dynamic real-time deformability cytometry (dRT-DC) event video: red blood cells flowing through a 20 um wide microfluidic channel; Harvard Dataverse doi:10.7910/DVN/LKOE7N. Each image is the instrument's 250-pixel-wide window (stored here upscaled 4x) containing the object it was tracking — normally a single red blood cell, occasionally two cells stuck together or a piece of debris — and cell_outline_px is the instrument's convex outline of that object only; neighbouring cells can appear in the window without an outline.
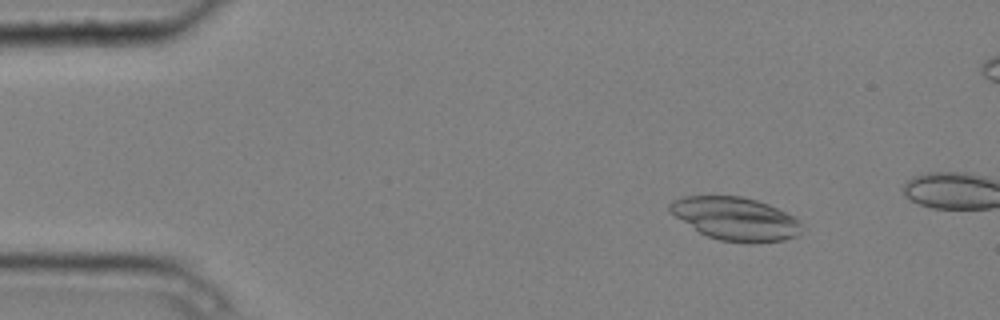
{"species": "common noctule bat (a hibernating species)", "species_latin": "Nyctalus noctula", "temperature_condition": "cold", "stored_images_in_passage": 5, "camera_frame_rate_fps": 3000, "um_per_image_px": 0.085, "animal": {"sex": "male", "body_mass_g": 20.4}, "frame": {"image": 1, "passage_image": 3, "time_ms": 0.667, "image_size_px": [1000, 320], "cell_outline_px": [[800, 232], [796, 236], [784, 240], [752, 244], [744, 244], [720, 240], [708, 236], [700, 232], [668, 212], [668, 204], [672, 200], [684, 196], [740, 196], [756, 200], [768, 204], [800, 220]], "centroid_in_image_um": [62.49, 18.6], "position_along_channel_um": 22.5, "area_um2": 33.18}}